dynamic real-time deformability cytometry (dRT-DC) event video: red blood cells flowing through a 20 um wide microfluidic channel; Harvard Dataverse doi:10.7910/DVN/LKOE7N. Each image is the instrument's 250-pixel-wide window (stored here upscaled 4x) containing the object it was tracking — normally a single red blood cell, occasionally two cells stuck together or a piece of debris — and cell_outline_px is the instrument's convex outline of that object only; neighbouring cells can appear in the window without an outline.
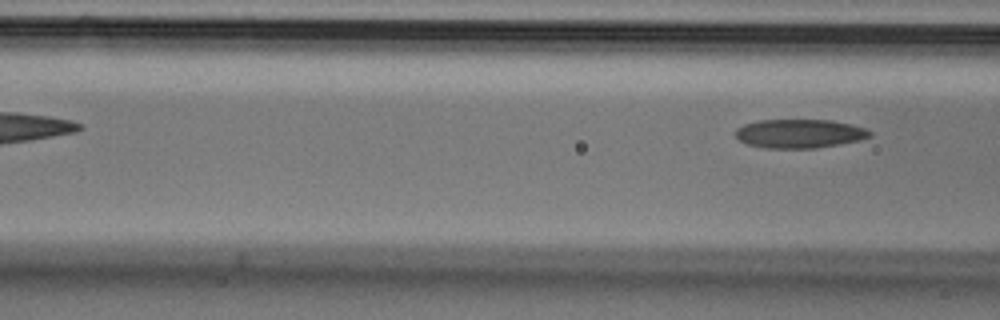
{"species": "Egyptian fruit bat (a non-hibernating species)", "species_latin": "Rousettus aegyptiacus", "temperature_condition": "cold", "stored_images_in_passage": 6, "camera_frame_rate_fps": 3000, "um_per_image_px": 0.085, "animal": {"sex": "male"}, "frame": {"image": 1, "passage_image": 6, "time_ms": 1.667, "image_size_px": [1000, 320], "cell_outline_px": [[872, 136], [860, 140], [840, 144], [816, 148], [764, 148], [744, 144], [736, 136], [736, 128], [744, 124], [760, 120], [832, 120], [852, 124], [864, 128], [872, 132]], "centroid_in_image_um": [67.96, 11.36], "position_along_channel_um": 98.6, "area_um2": 22.72}}